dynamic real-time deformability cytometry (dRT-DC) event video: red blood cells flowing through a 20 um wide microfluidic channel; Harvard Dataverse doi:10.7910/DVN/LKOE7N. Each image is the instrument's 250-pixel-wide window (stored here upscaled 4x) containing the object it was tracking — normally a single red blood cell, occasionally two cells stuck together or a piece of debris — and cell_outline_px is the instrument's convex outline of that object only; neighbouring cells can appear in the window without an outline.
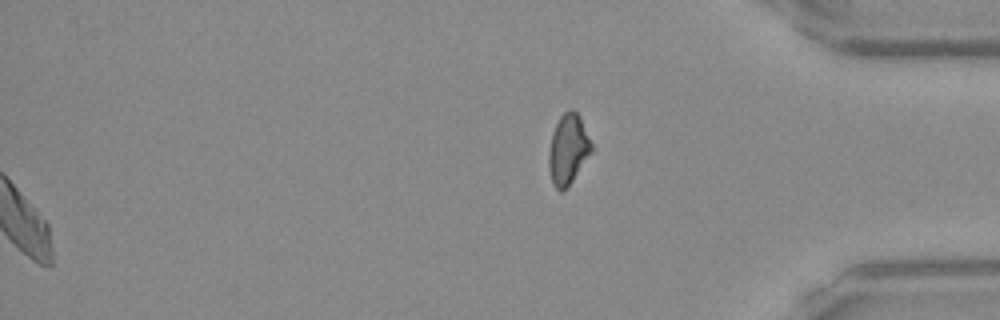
{"species": "Egyptian fruit bat (a non-hibernating species)", "species_latin": "Rousettus aegyptiacus", "temperature_condition": "warm", "stored_images_in_passage": 53, "segment_of_instrument_passage": [2, 2], "camera_frame_rate_fps": 3000, "um_per_image_px": 0.085, "frame": {"image": 1, "passage_image": 53, "time_ms": 17.333, "image_size_px": [1000, 320], "cell_outline_px": [[596, 148], [568, 188], [564, 192], [560, 192], [552, 184], [548, 164], [548, 156], [552, 132], [560, 116], [564, 112], [572, 108], [580, 116]], "centroid_in_image_um": [48.33, 12.72], "position_along_channel_um": 386.9, "area_um2": 18.21}}